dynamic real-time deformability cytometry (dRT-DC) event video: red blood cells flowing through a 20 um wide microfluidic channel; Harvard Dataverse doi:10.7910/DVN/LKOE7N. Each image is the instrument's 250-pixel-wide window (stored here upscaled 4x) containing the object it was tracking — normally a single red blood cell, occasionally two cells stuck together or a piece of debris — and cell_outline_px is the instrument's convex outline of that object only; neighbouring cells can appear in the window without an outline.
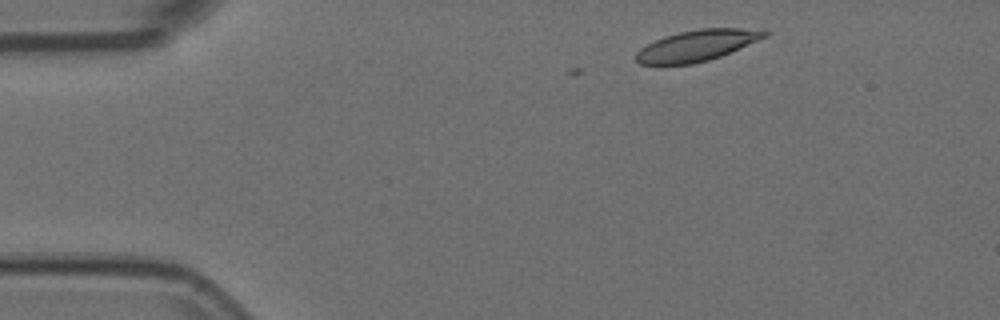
{"species": "Egyptian fruit bat (a non-hibernating species)", "species_latin": "Rousettus aegyptiacus", "temperature_condition": "room temperature", "stored_images_in_passage": 4, "camera_frame_rate_fps": 3000, "um_per_image_px": 0.085, "animal": {"sex": "female"}, "frame": {"image": 1, "passage_image": 1, "time_ms": 0.0, "image_size_px": [1000, 320], "cell_outline_px": [[768, 36], [720, 56], [708, 60], [692, 64], [640, 64], [636, 60], [636, 52], [640, 48], [664, 36], [680, 32], [700, 28], [764, 28], [768, 32]], "centroid_in_image_um": [59.29, 3.85], "position_along_channel_um": 25.7, "area_um2": 23.18}}